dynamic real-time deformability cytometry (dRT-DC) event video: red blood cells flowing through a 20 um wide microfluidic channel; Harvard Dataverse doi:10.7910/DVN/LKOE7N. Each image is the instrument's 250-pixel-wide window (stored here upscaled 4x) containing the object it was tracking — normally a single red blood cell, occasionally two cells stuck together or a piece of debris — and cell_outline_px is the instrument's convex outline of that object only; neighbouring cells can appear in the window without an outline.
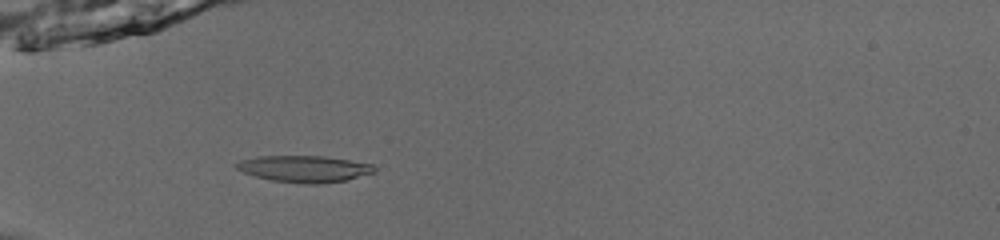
{"species": "common noctule bat (a hibernating species)", "species_latin": "Nyctalus noctula", "temperature_condition": "room temperature", "stored_images_in_passage": 37, "camera_frame_rate_fps": 3000, "um_per_image_px": 0.085, "animal": {"sex": "male", "body_mass_g": 13.0, "forearm_length_mm": 53.1}, "frame": {"image": 1, "passage_image": 3, "time_ms": 0.667, "image_size_px": [1000, 240], "cell_outline_px": [[376, 172], [348, 180], [316, 184], [304, 184], [272, 180], [256, 176], [244, 172], [236, 168], [236, 164], [240, 160], [256, 156], [324, 156], [372, 164], [376, 168]], "centroid_in_image_um": [25.89, 14.35], "position_along_channel_um": 59.1, "area_um2": 21.33}}
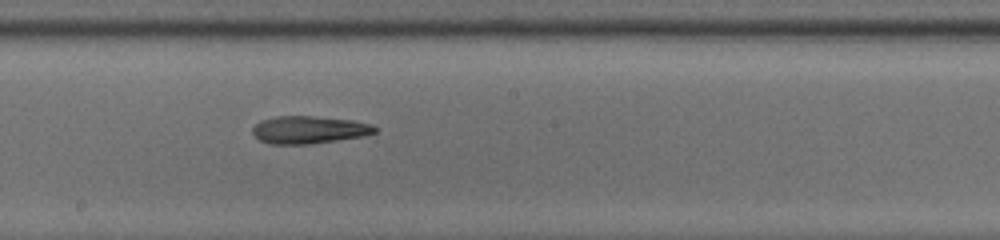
{"frame": {"image": 2, "passage_image": 16, "time_ms": 5.0, "image_size_px": [1000, 240], "cell_outline_px": [[376, 132], [364, 136], [308, 144], [268, 144], [260, 140], [252, 132], [252, 128], [260, 120], [276, 116], [312, 116], [352, 120], [372, 124], [376, 128]], "centroid_in_image_um": [26.25, 11.03], "position_along_channel_um": 222.0, "area_um2": 19.59}}
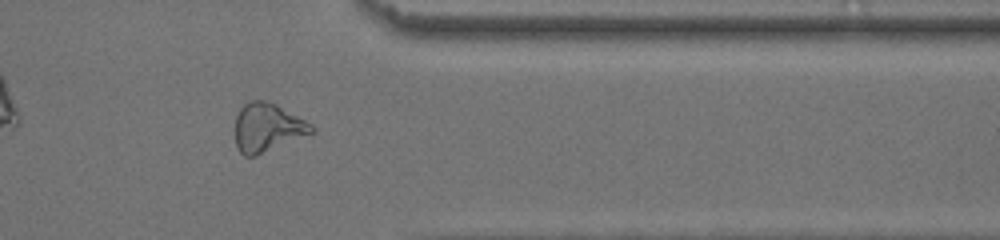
{"frame": {"image": 3, "passage_image": 29, "time_ms": 9.333, "image_size_px": [1000, 240], "cell_outline_px": [[316, 128], [312, 132], [256, 156], [244, 156], [236, 148], [236, 116], [240, 108], [248, 100], [268, 100], [276, 104], [312, 124]], "centroid_in_image_um": [22.7, 10.82], "position_along_channel_um": 388.7, "area_um2": 21.44}, "authors_computed_cell_mechanics": {"area_um2": 20.2878, "velocity_mm_per_s": 3.9555, "shape_relaxation_time_tau1_ms": 3.8115, "shape_relaxation_time_tau2_ms": null, "deformation_change_tau1": 0.1325, "deformation_change_tau2": null}}